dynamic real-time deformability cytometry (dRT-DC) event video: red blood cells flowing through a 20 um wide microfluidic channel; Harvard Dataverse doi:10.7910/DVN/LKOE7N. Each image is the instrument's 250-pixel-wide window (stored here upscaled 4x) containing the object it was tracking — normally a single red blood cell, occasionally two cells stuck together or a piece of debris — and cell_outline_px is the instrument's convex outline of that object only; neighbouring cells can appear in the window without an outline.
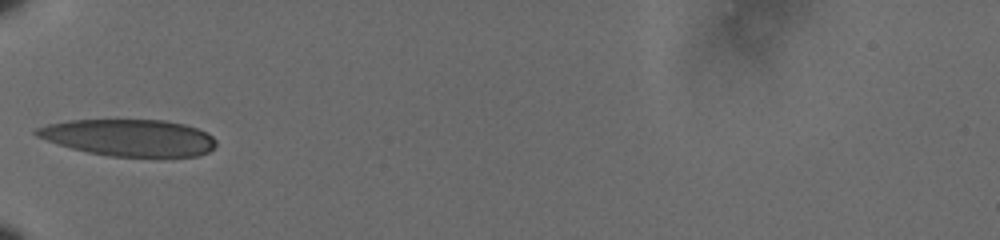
{"species": "human", "species_latin": "Homo sapiens", "temperature_condition": "cold", "stored_images_in_passage": 37, "camera_frame_rate_fps": 3000, "um_per_image_px": 0.085, "donor": {"sex": "male"}, "frame": {"image": 1, "passage_image": 1, "time_ms": 0.0, "image_size_px": [1000, 240], "cell_outline_px": [[216, 144], [208, 152], [196, 156], [108, 156], [88, 152], [72, 148], [36, 136], [32, 132], [36, 128], [48, 124], [68, 120], [164, 120], [184, 124], [208, 132], [216, 140]], "centroid_in_image_um": [10.97, 11.69], "position_along_channel_um": 74.0, "area_um2": 38.26}}
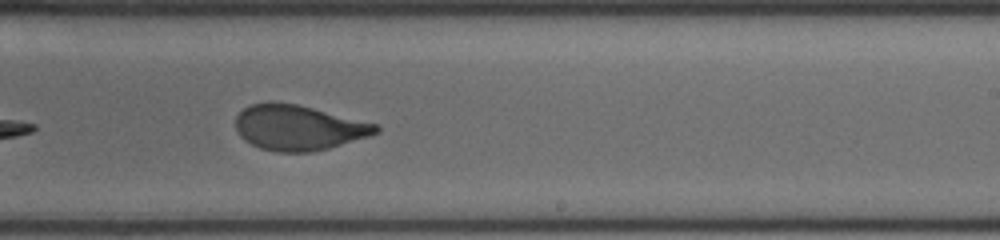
{"frame": {"image": 2, "passage_image": 17, "time_ms": 5.333, "image_size_px": [1000, 240], "cell_outline_px": [[380, 132], [368, 136], [328, 148], [312, 152], [276, 152], [260, 148], [244, 140], [236, 132], [236, 116], [244, 108], [252, 104], [268, 100], [276, 100], [296, 104], [380, 124]], "centroid_in_image_um": [25.35, 10.83], "position_along_channel_um": 263.6, "area_um2": 37.28}}
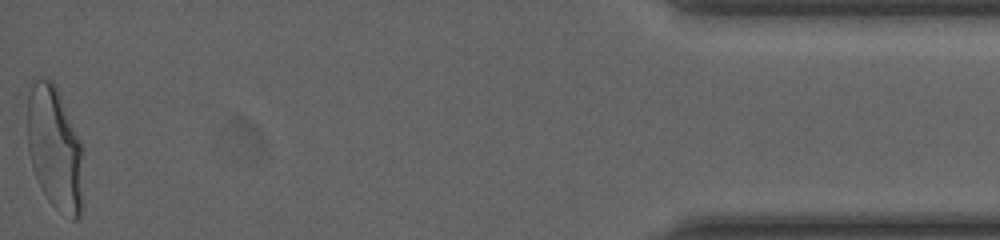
{"frame": {"image": 3, "passage_image": 37, "time_ms": 12.0, "image_size_px": [1000, 240], "cell_outline_px": [[84, 208], [80, 216], [76, 220], [72, 220], [56, 208], [48, 200], [32, 168], [28, 152], [28, 96], [32, 80], [48, 76], [56, 84], [60, 92], [80, 140], [84, 200]], "centroid_in_image_um": [4.68, 12.6], "position_along_channel_um": 430.5, "area_um2": 40.81}, "authors_computed_cell_mechanics": {"area_um2": 37.6278, "velocity_mm_per_s": 3.6035, "shape_relaxation_time_tau1_ms": 4.8813, "shape_relaxation_time_tau2_ms": null, "deformation_change_tau1": 0.1694, "deformation_change_tau2": null}}